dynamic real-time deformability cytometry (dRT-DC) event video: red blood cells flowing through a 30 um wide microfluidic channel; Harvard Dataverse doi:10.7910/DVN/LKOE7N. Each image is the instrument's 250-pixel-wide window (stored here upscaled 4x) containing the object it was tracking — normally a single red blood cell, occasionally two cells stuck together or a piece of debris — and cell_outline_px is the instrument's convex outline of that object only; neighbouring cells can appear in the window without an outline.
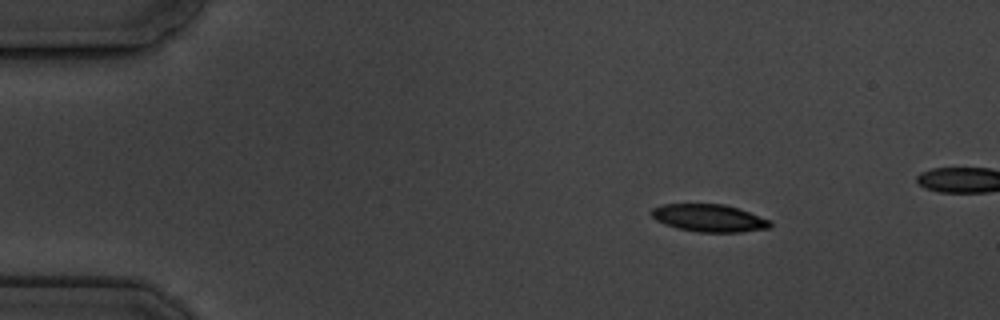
{"species": "common noctule bat (a hibernating species)", "species_latin": "Nyctalus noctula", "temperature_condition": "cold", "stored_images_in_passage": 9, "camera_frame_rate_fps": 3000, "um_per_image_px": 0.085, "animal": {"sex": "male", "body_mass_g": 19.5, "forearm_length_mm": 54.6}, "frame": {"image": 1, "passage_image": 2, "time_ms": 1.0, "image_size_px": [1000, 320], "cell_outline_px": [[772, 224], [768, 228], [740, 232], [700, 232], [676, 228], [664, 224], [656, 220], [648, 212], [652, 208], [660, 204], [724, 204], [740, 208], [772, 220]], "centroid_in_image_um": [60.26, 18.52], "position_along_channel_um": 24.7, "area_um2": 19.31}}
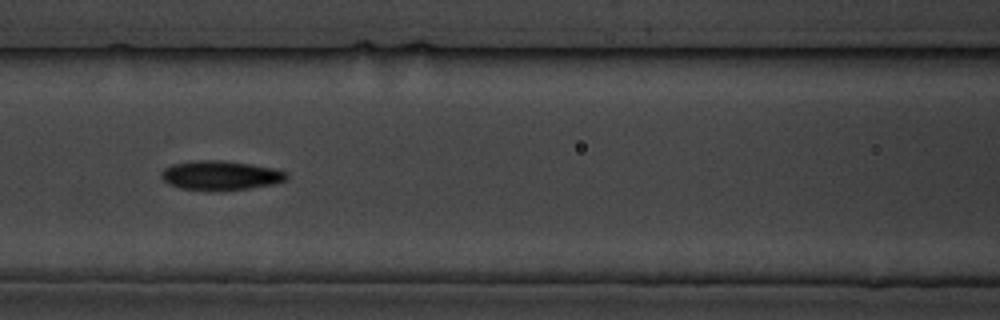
{"frame": {"image": 2, "passage_image": 7, "time_ms": 6.667, "image_size_px": [1000, 320], "cell_outline_px": [[288, 180], [276, 184], [248, 188], [212, 192], [208, 192], [180, 188], [168, 184], [160, 176], [164, 168], [172, 164], [192, 160], [220, 160], [252, 164], [272, 168], [288, 172]], "centroid_in_image_um": [18.75, 14.92], "position_along_channel_um": 147.9, "area_um2": 21.91}}
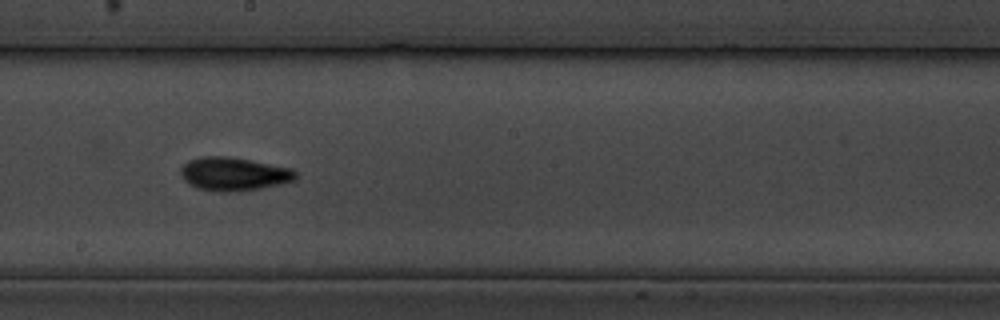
{"frame": {"image": 3, "passage_image": 9, "time_ms": 9.0, "image_size_px": [1000, 320], "cell_outline_px": [[296, 176], [292, 180], [280, 184], [260, 188], [232, 192], [212, 192], [196, 188], [188, 184], [180, 176], [180, 168], [188, 160], [200, 156], [228, 156], [292, 168], [296, 172]], "centroid_in_image_um": [19.79, 14.79], "position_along_channel_um": 228.4, "area_um2": 22.54}}